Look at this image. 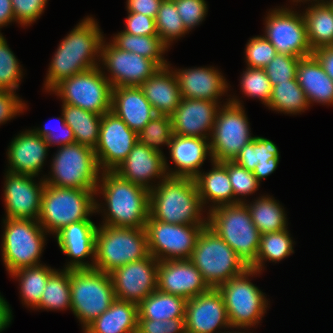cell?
Here are the masks:
<instances>
[{
  "label": "cell",
  "instance_id": "6da1fadb",
  "mask_svg": "<svg viewBox=\"0 0 333 333\" xmlns=\"http://www.w3.org/2000/svg\"><path fill=\"white\" fill-rule=\"evenodd\" d=\"M103 38L94 18L83 19L59 44L48 68L45 89L51 91L63 79L100 66L95 57L101 56Z\"/></svg>",
  "mask_w": 333,
  "mask_h": 333
},
{
  "label": "cell",
  "instance_id": "7a4b0ae2",
  "mask_svg": "<svg viewBox=\"0 0 333 333\" xmlns=\"http://www.w3.org/2000/svg\"><path fill=\"white\" fill-rule=\"evenodd\" d=\"M102 172L96 194L101 190L99 193L104 195L108 207V212L104 211L106 217L103 225L145 228L149 217L150 191L123 179L114 171Z\"/></svg>",
  "mask_w": 333,
  "mask_h": 333
},
{
  "label": "cell",
  "instance_id": "3957f363",
  "mask_svg": "<svg viewBox=\"0 0 333 333\" xmlns=\"http://www.w3.org/2000/svg\"><path fill=\"white\" fill-rule=\"evenodd\" d=\"M193 178L166 176L150 190L149 216L171 224L207 225Z\"/></svg>",
  "mask_w": 333,
  "mask_h": 333
},
{
  "label": "cell",
  "instance_id": "277c9868",
  "mask_svg": "<svg viewBox=\"0 0 333 333\" xmlns=\"http://www.w3.org/2000/svg\"><path fill=\"white\" fill-rule=\"evenodd\" d=\"M95 194L96 189L45 184L37 221L46 232L54 235L74 222L91 221L89 215L100 211V204L94 199Z\"/></svg>",
  "mask_w": 333,
  "mask_h": 333
},
{
  "label": "cell",
  "instance_id": "5b68a950",
  "mask_svg": "<svg viewBox=\"0 0 333 333\" xmlns=\"http://www.w3.org/2000/svg\"><path fill=\"white\" fill-rule=\"evenodd\" d=\"M207 226L220 236L250 268L257 259L261 234L245 202L209 209Z\"/></svg>",
  "mask_w": 333,
  "mask_h": 333
},
{
  "label": "cell",
  "instance_id": "8992f818",
  "mask_svg": "<svg viewBox=\"0 0 333 333\" xmlns=\"http://www.w3.org/2000/svg\"><path fill=\"white\" fill-rule=\"evenodd\" d=\"M101 226L96 230L93 269L110 274L150 255L145 228Z\"/></svg>",
  "mask_w": 333,
  "mask_h": 333
},
{
  "label": "cell",
  "instance_id": "52a82bcc",
  "mask_svg": "<svg viewBox=\"0 0 333 333\" xmlns=\"http://www.w3.org/2000/svg\"><path fill=\"white\" fill-rule=\"evenodd\" d=\"M210 288L243 274L248 267L213 230L205 226L189 259Z\"/></svg>",
  "mask_w": 333,
  "mask_h": 333
},
{
  "label": "cell",
  "instance_id": "ba28073f",
  "mask_svg": "<svg viewBox=\"0 0 333 333\" xmlns=\"http://www.w3.org/2000/svg\"><path fill=\"white\" fill-rule=\"evenodd\" d=\"M71 311L85 329L116 299L110 274L96 269H70Z\"/></svg>",
  "mask_w": 333,
  "mask_h": 333
},
{
  "label": "cell",
  "instance_id": "9c48e42d",
  "mask_svg": "<svg viewBox=\"0 0 333 333\" xmlns=\"http://www.w3.org/2000/svg\"><path fill=\"white\" fill-rule=\"evenodd\" d=\"M2 236V258L9 274L40 265L47 233L37 220L6 218Z\"/></svg>",
  "mask_w": 333,
  "mask_h": 333
},
{
  "label": "cell",
  "instance_id": "30bf717a",
  "mask_svg": "<svg viewBox=\"0 0 333 333\" xmlns=\"http://www.w3.org/2000/svg\"><path fill=\"white\" fill-rule=\"evenodd\" d=\"M52 160V178H44L45 184L74 189L97 188L101 171L93 148L76 142L60 146Z\"/></svg>",
  "mask_w": 333,
  "mask_h": 333
},
{
  "label": "cell",
  "instance_id": "8fae6325",
  "mask_svg": "<svg viewBox=\"0 0 333 333\" xmlns=\"http://www.w3.org/2000/svg\"><path fill=\"white\" fill-rule=\"evenodd\" d=\"M258 273L260 271L248 268L243 274L217 287L223 297L230 328L254 326L266 313L268 301L264 293L249 280L251 275Z\"/></svg>",
  "mask_w": 333,
  "mask_h": 333
},
{
  "label": "cell",
  "instance_id": "7c38bea8",
  "mask_svg": "<svg viewBox=\"0 0 333 333\" xmlns=\"http://www.w3.org/2000/svg\"><path fill=\"white\" fill-rule=\"evenodd\" d=\"M249 122L238 99L219 107L211 133V161H234L242 148L253 141Z\"/></svg>",
  "mask_w": 333,
  "mask_h": 333
},
{
  "label": "cell",
  "instance_id": "4fadbf2b",
  "mask_svg": "<svg viewBox=\"0 0 333 333\" xmlns=\"http://www.w3.org/2000/svg\"><path fill=\"white\" fill-rule=\"evenodd\" d=\"M51 91L61 97L63 104L98 115L111 111L112 87L99 66L63 79Z\"/></svg>",
  "mask_w": 333,
  "mask_h": 333
},
{
  "label": "cell",
  "instance_id": "5bb4252c",
  "mask_svg": "<svg viewBox=\"0 0 333 333\" xmlns=\"http://www.w3.org/2000/svg\"><path fill=\"white\" fill-rule=\"evenodd\" d=\"M205 226L164 223L149 216L145 231L150 255L158 261L190 259Z\"/></svg>",
  "mask_w": 333,
  "mask_h": 333
},
{
  "label": "cell",
  "instance_id": "9a60e30c",
  "mask_svg": "<svg viewBox=\"0 0 333 333\" xmlns=\"http://www.w3.org/2000/svg\"><path fill=\"white\" fill-rule=\"evenodd\" d=\"M265 20L264 37L275 47L277 53L299 58L312 55L301 13L288 8H275L268 13Z\"/></svg>",
  "mask_w": 333,
  "mask_h": 333
},
{
  "label": "cell",
  "instance_id": "2e32d148",
  "mask_svg": "<svg viewBox=\"0 0 333 333\" xmlns=\"http://www.w3.org/2000/svg\"><path fill=\"white\" fill-rule=\"evenodd\" d=\"M138 142V133L113 112L102 115L99 141L94 149L100 170L114 171Z\"/></svg>",
  "mask_w": 333,
  "mask_h": 333
},
{
  "label": "cell",
  "instance_id": "e0dca14e",
  "mask_svg": "<svg viewBox=\"0 0 333 333\" xmlns=\"http://www.w3.org/2000/svg\"><path fill=\"white\" fill-rule=\"evenodd\" d=\"M158 263L157 259L149 255L111 272L116 299L138 305L154 292L157 289Z\"/></svg>",
  "mask_w": 333,
  "mask_h": 333
},
{
  "label": "cell",
  "instance_id": "ac0fdd59",
  "mask_svg": "<svg viewBox=\"0 0 333 333\" xmlns=\"http://www.w3.org/2000/svg\"><path fill=\"white\" fill-rule=\"evenodd\" d=\"M101 46L102 63L110 72L106 76L112 88L140 86L159 67L150 59L117 48L113 43Z\"/></svg>",
  "mask_w": 333,
  "mask_h": 333
},
{
  "label": "cell",
  "instance_id": "d6986e66",
  "mask_svg": "<svg viewBox=\"0 0 333 333\" xmlns=\"http://www.w3.org/2000/svg\"><path fill=\"white\" fill-rule=\"evenodd\" d=\"M34 177L7 172L4 183L6 218L38 219L45 182L42 178L39 185L35 184Z\"/></svg>",
  "mask_w": 333,
  "mask_h": 333
},
{
  "label": "cell",
  "instance_id": "ffe728a7",
  "mask_svg": "<svg viewBox=\"0 0 333 333\" xmlns=\"http://www.w3.org/2000/svg\"><path fill=\"white\" fill-rule=\"evenodd\" d=\"M186 333H214L231 327L223 297L217 288L197 295L186 302Z\"/></svg>",
  "mask_w": 333,
  "mask_h": 333
},
{
  "label": "cell",
  "instance_id": "44dd1931",
  "mask_svg": "<svg viewBox=\"0 0 333 333\" xmlns=\"http://www.w3.org/2000/svg\"><path fill=\"white\" fill-rule=\"evenodd\" d=\"M157 289L188 300L207 292L210 287L189 259H178L159 261Z\"/></svg>",
  "mask_w": 333,
  "mask_h": 333
},
{
  "label": "cell",
  "instance_id": "7402d4cb",
  "mask_svg": "<svg viewBox=\"0 0 333 333\" xmlns=\"http://www.w3.org/2000/svg\"><path fill=\"white\" fill-rule=\"evenodd\" d=\"M218 103L181 98L179 106L171 115L173 134L209 139L219 109Z\"/></svg>",
  "mask_w": 333,
  "mask_h": 333
},
{
  "label": "cell",
  "instance_id": "603a6c76",
  "mask_svg": "<svg viewBox=\"0 0 333 333\" xmlns=\"http://www.w3.org/2000/svg\"><path fill=\"white\" fill-rule=\"evenodd\" d=\"M165 155L137 142L125 160L114 170L120 177L149 191L154 188L150 180L167 176Z\"/></svg>",
  "mask_w": 333,
  "mask_h": 333
},
{
  "label": "cell",
  "instance_id": "cb8c5ba5",
  "mask_svg": "<svg viewBox=\"0 0 333 333\" xmlns=\"http://www.w3.org/2000/svg\"><path fill=\"white\" fill-rule=\"evenodd\" d=\"M97 227L92 221L74 222L56 233L61 251L73 258L65 269H93ZM88 256L93 259L90 264L82 261Z\"/></svg>",
  "mask_w": 333,
  "mask_h": 333
},
{
  "label": "cell",
  "instance_id": "d4e9b609",
  "mask_svg": "<svg viewBox=\"0 0 333 333\" xmlns=\"http://www.w3.org/2000/svg\"><path fill=\"white\" fill-rule=\"evenodd\" d=\"M50 146L45 138L33 130L17 135L8 148L10 166L6 172L21 175L38 176Z\"/></svg>",
  "mask_w": 333,
  "mask_h": 333
},
{
  "label": "cell",
  "instance_id": "484cf974",
  "mask_svg": "<svg viewBox=\"0 0 333 333\" xmlns=\"http://www.w3.org/2000/svg\"><path fill=\"white\" fill-rule=\"evenodd\" d=\"M181 98L218 102L228 88L225 78L215 68L175 70Z\"/></svg>",
  "mask_w": 333,
  "mask_h": 333
},
{
  "label": "cell",
  "instance_id": "4316f807",
  "mask_svg": "<svg viewBox=\"0 0 333 333\" xmlns=\"http://www.w3.org/2000/svg\"><path fill=\"white\" fill-rule=\"evenodd\" d=\"M111 112L136 133L157 115L138 86L112 88Z\"/></svg>",
  "mask_w": 333,
  "mask_h": 333
},
{
  "label": "cell",
  "instance_id": "83f0119b",
  "mask_svg": "<svg viewBox=\"0 0 333 333\" xmlns=\"http://www.w3.org/2000/svg\"><path fill=\"white\" fill-rule=\"evenodd\" d=\"M209 139L173 134L169 144L170 156L178 169L166 172L168 176L195 178L207 154L211 157ZM208 141V142H207Z\"/></svg>",
  "mask_w": 333,
  "mask_h": 333
},
{
  "label": "cell",
  "instance_id": "f1b7e54d",
  "mask_svg": "<svg viewBox=\"0 0 333 333\" xmlns=\"http://www.w3.org/2000/svg\"><path fill=\"white\" fill-rule=\"evenodd\" d=\"M170 68H159L139 86L157 115L171 116L181 100L177 77Z\"/></svg>",
  "mask_w": 333,
  "mask_h": 333
},
{
  "label": "cell",
  "instance_id": "f546056e",
  "mask_svg": "<svg viewBox=\"0 0 333 333\" xmlns=\"http://www.w3.org/2000/svg\"><path fill=\"white\" fill-rule=\"evenodd\" d=\"M296 79L309 105L312 102L333 104V81L313 54L300 58Z\"/></svg>",
  "mask_w": 333,
  "mask_h": 333
},
{
  "label": "cell",
  "instance_id": "4dcf8cb0",
  "mask_svg": "<svg viewBox=\"0 0 333 333\" xmlns=\"http://www.w3.org/2000/svg\"><path fill=\"white\" fill-rule=\"evenodd\" d=\"M138 305L115 299L108 310L91 322L84 333H136Z\"/></svg>",
  "mask_w": 333,
  "mask_h": 333
},
{
  "label": "cell",
  "instance_id": "1f68e13d",
  "mask_svg": "<svg viewBox=\"0 0 333 333\" xmlns=\"http://www.w3.org/2000/svg\"><path fill=\"white\" fill-rule=\"evenodd\" d=\"M212 163V170L207 173L200 172L194 178L202 205L204 206L207 200H212L215 204L211 209L234 204V193L227 168L221 162Z\"/></svg>",
  "mask_w": 333,
  "mask_h": 333
},
{
  "label": "cell",
  "instance_id": "d6a6232c",
  "mask_svg": "<svg viewBox=\"0 0 333 333\" xmlns=\"http://www.w3.org/2000/svg\"><path fill=\"white\" fill-rule=\"evenodd\" d=\"M187 300L156 289L138 304V319L168 320L185 318Z\"/></svg>",
  "mask_w": 333,
  "mask_h": 333
},
{
  "label": "cell",
  "instance_id": "836d02e7",
  "mask_svg": "<svg viewBox=\"0 0 333 333\" xmlns=\"http://www.w3.org/2000/svg\"><path fill=\"white\" fill-rule=\"evenodd\" d=\"M302 15L312 51L333 46V10L327 2L312 3Z\"/></svg>",
  "mask_w": 333,
  "mask_h": 333
},
{
  "label": "cell",
  "instance_id": "e575fe53",
  "mask_svg": "<svg viewBox=\"0 0 333 333\" xmlns=\"http://www.w3.org/2000/svg\"><path fill=\"white\" fill-rule=\"evenodd\" d=\"M62 108L65 123L73 130L76 143L95 149L99 141L102 115L68 104H63Z\"/></svg>",
  "mask_w": 333,
  "mask_h": 333
},
{
  "label": "cell",
  "instance_id": "d590c367",
  "mask_svg": "<svg viewBox=\"0 0 333 333\" xmlns=\"http://www.w3.org/2000/svg\"><path fill=\"white\" fill-rule=\"evenodd\" d=\"M112 43L121 50L152 60L159 68L169 65L162 56L168 47L159 36H136L121 31L115 35Z\"/></svg>",
  "mask_w": 333,
  "mask_h": 333
},
{
  "label": "cell",
  "instance_id": "8d00e7d4",
  "mask_svg": "<svg viewBox=\"0 0 333 333\" xmlns=\"http://www.w3.org/2000/svg\"><path fill=\"white\" fill-rule=\"evenodd\" d=\"M252 221L260 234L279 232L287 229V219L284 209L269 196H262L255 202L245 203Z\"/></svg>",
  "mask_w": 333,
  "mask_h": 333
},
{
  "label": "cell",
  "instance_id": "74e56055",
  "mask_svg": "<svg viewBox=\"0 0 333 333\" xmlns=\"http://www.w3.org/2000/svg\"><path fill=\"white\" fill-rule=\"evenodd\" d=\"M55 271L51 267L40 264L12 272L11 277H19L22 302L24 301V304L34 309L40 302L49 277Z\"/></svg>",
  "mask_w": 333,
  "mask_h": 333
},
{
  "label": "cell",
  "instance_id": "f35d334b",
  "mask_svg": "<svg viewBox=\"0 0 333 333\" xmlns=\"http://www.w3.org/2000/svg\"><path fill=\"white\" fill-rule=\"evenodd\" d=\"M269 109L287 114L304 112L309 107L303 89L297 79L272 86V94L267 105Z\"/></svg>",
  "mask_w": 333,
  "mask_h": 333
},
{
  "label": "cell",
  "instance_id": "ab89813d",
  "mask_svg": "<svg viewBox=\"0 0 333 333\" xmlns=\"http://www.w3.org/2000/svg\"><path fill=\"white\" fill-rule=\"evenodd\" d=\"M71 310L70 269L55 271L48 279L39 304L35 309Z\"/></svg>",
  "mask_w": 333,
  "mask_h": 333
},
{
  "label": "cell",
  "instance_id": "60d3db41",
  "mask_svg": "<svg viewBox=\"0 0 333 333\" xmlns=\"http://www.w3.org/2000/svg\"><path fill=\"white\" fill-rule=\"evenodd\" d=\"M293 240L287 229L261 234L256 262L251 269L262 271L264 260L280 261L294 252Z\"/></svg>",
  "mask_w": 333,
  "mask_h": 333
},
{
  "label": "cell",
  "instance_id": "b9f144b4",
  "mask_svg": "<svg viewBox=\"0 0 333 333\" xmlns=\"http://www.w3.org/2000/svg\"><path fill=\"white\" fill-rule=\"evenodd\" d=\"M279 155L278 147L271 140L255 136L253 141L242 148L233 162L253 172L258 164L267 163L271 158H280Z\"/></svg>",
  "mask_w": 333,
  "mask_h": 333
},
{
  "label": "cell",
  "instance_id": "7bdbcfd3",
  "mask_svg": "<svg viewBox=\"0 0 333 333\" xmlns=\"http://www.w3.org/2000/svg\"><path fill=\"white\" fill-rule=\"evenodd\" d=\"M155 23L158 36L167 47L174 39L188 32L173 0H163L161 2Z\"/></svg>",
  "mask_w": 333,
  "mask_h": 333
},
{
  "label": "cell",
  "instance_id": "ee69618b",
  "mask_svg": "<svg viewBox=\"0 0 333 333\" xmlns=\"http://www.w3.org/2000/svg\"><path fill=\"white\" fill-rule=\"evenodd\" d=\"M173 127L171 116L156 115L138 133V142L162 153L159 146L171 143Z\"/></svg>",
  "mask_w": 333,
  "mask_h": 333
},
{
  "label": "cell",
  "instance_id": "f6af8a7d",
  "mask_svg": "<svg viewBox=\"0 0 333 333\" xmlns=\"http://www.w3.org/2000/svg\"><path fill=\"white\" fill-rule=\"evenodd\" d=\"M22 79V70L18 59L0 33V90L16 91Z\"/></svg>",
  "mask_w": 333,
  "mask_h": 333
},
{
  "label": "cell",
  "instance_id": "bcb514c9",
  "mask_svg": "<svg viewBox=\"0 0 333 333\" xmlns=\"http://www.w3.org/2000/svg\"><path fill=\"white\" fill-rule=\"evenodd\" d=\"M241 89L248 97L261 99L264 105H268L272 94V86L264 68H250L243 71Z\"/></svg>",
  "mask_w": 333,
  "mask_h": 333
},
{
  "label": "cell",
  "instance_id": "7dc6e473",
  "mask_svg": "<svg viewBox=\"0 0 333 333\" xmlns=\"http://www.w3.org/2000/svg\"><path fill=\"white\" fill-rule=\"evenodd\" d=\"M228 170V175L230 177V183L233 188L234 193V204L239 202H244L240 198L235 196L239 195H249L253 194L258 190L260 183L253 172L248 171L246 168L238 166L233 161L221 162Z\"/></svg>",
  "mask_w": 333,
  "mask_h": 333
},
{
  "label": "cell",
  "instance_id": "c3c4849f",
  "mask_svg": "<svg viewBox=\"0 0 333 333\" xmlns=\"http://www.w3.org/2000/svg\"><path fill=\"white\" fill-rule=\"evenodd\" d=\"M299 60V57L277 53L264 68L271 86L295 79Z\"/></svg>",
  "mask_w": 333,
  "mask_h": 333
},
{
  "label": "cell",
  "instance_id": "681fc988",
  "mask_svg": "<svg viewBox=\"0 0 333 333\" xmlns=\"http://www.w3.org/2000/svg\"><path fill=\"white\" fill-rule=\"evenodd\" d=\"M247 67L265 68L277 54L275 47L264 37L250 38L246 45Z\"/></svg>",
  "mask_w": 333,
  "mask_h": 333
},
{
  "label": "cell",
  "instance_id": "f907efd6",
  "mask_svg": "<svg viewBox=\"0 0 333 333\" xmlns=\"http://www.w3.org/2000/svg\"><path fill=\"white\" fill-rule=\"evenodd\" d=\"M183 25L189 31L204 20L207 12L205 0H173Z\"/></svg>",
  "mask_w": 333,
  "mask_h": 333
},
{
  "label": "cell",
  "instance_id": "816d5d0a",
  "mask_svg": "<svg viewBox=\"0 0 333 333\" xmlns=\"http://www.w3.org/2000/svg\"><path fill=\"white\" fill-rule=\"evenodd\" d=\"M15 21L22 26L35 22L43 13L47 0H11Z\"/></svg>",
  "mask_w": 333,
  "mask_h": 333
},
{
  "label": "cell",
  "instance_id": "f5cc1de1",
  "mask_svg": "<svg viewBox=\"0 0 333 333\" xmlns=\"http://www.w3.org/2000/svg\"><path fill=\"white\" fill-rule=\"evenodd\" d=\"M136 333H186L185 318L163 321L138 319Z\"/></svg>",
  "mask_w": 333,
  "mask_h": 333
},
{
  "label": "cell",
  "instance_id": "db71d44e",
  "mask_svg": "<svg viewBox=\"0 0 333 333\" xmlns=\"http://www.w3.org/2000/svg\"><path fill=\"white\" fill-rule=\"evenodd\" d=\"M123 32L136 36H158L155 19L144 14L128 12Z\"/></svg>",
  "mask_w": 333,
  "mask_h": 333
},
{
  "label": "cell",
  "instance_id": "11a10c76",
  "mask_svg": "<svg viewBox=\"0 0 333 333\" xmlns=\"http://www.w3.org/2000/svg\"><path fill=\"white\" fill-rule=\"evenodd\" d=\"M61 120V128L62 131H60V134L58 132H55V130L50 128L51 126L49 123L48 125H45L43 128H37L33 129V131L38 134L39 136L45 138L46 142L48 143L49 146L51 145H60V146H65L69 145L72 143H75V137L73 134V130L65 123L64 116L62 114L61 118H58ZM58 120V121H59Z\"/></svg>",
  "mask_w": 333,
  "mask_h": 333
},
{
  "label": "cell",
  "instance_id": "9f6ffc18",
  "mask_svg": "<svg viewBox=\"0 0 333 333\" xmlns=\"http://www.w3.org/2000/svg\"><path fill=\"white\" fill-rule=\"evenodd\" d=\"M11 90H0V124L12 119L26 108L18 96Z\"/></svg>",
  "mask_w": 333,
  "mask_h": 333
},
{
  "label": "cell",
  "instance_id": "6f0895ef",
  "mask_svg": "<svg viewBox=\"0 0 333 333\" xmlns=\"http://www.w3.org/2000/svg\"><path fill=\"white\" fill-rule=\"evenodd\" d=\"M163 0H127L128 12L140 13L156 19Z\"/></svg>",
  "mask_w": 333,
  "mask_h": 333
},
{
  "label": "cell",
  "instance_id": "680465c9",
  "mask_svg": "<svg viewBox=\"0 0 333 333\" xmlns=\"http://www.w3.org/2000/svg\"><path fill=\"white\" fill-rule=\"evenodd\" d=\"M333 81V46L317 48L312 53Z\"/></svg>",
  "mask_w": 333,
  "mask_h": 333
},
{
  "label": "cell",
  "instance_id": "91938a15",
  "mask_svg": "<svg viewBox=\"0 0 333 333\" xmlns=\"http://www.w3.org/2000/svg\"><path fill=\"white\" fill-rule=\"evenodd\" d=\"M279 159L280 158H271L268 160L267 163L258 164L257 166H255L253 174L255 175L259 183L262 178H266L276 170L279 164Z\"/></svg>",
  "mask_w": 333,
  "mask_h": 333
},
{
  "label": "cell",
  "instance_id": "94428289",
  "mask_svg": "<svg viewBox=\"0 0 333 333\" xmlns=\"http://www.w3.org/2000/svg\"><path fill=\"white\" fill-rule=\"evenodd\" d=\"M15 21L11 0H0V28Z\"/></svg>",
  "mask_w": 333,
  "mask_h": 333
},
{
  "label": "cell",
  "instance_id": "6125c7cd",
  "mask_svg": "<svg viewBox=\"0 0 333 333\" xmlns=\"http://www.w3.org/2000/svg\"><path fill=\"white\" fill-rule=\"evenodd\" d=\"M12 310L8 302L0 295V332L3 331L12 320Z\"/></svg>",
  "mask_w": 333,
  "mask_h": 333
},
{
  "label": "cell",
  "instance_id": "be15d7a7",
  "mask_svg": "<svg viewBox=\"0 0 333 333\" xmlns=\"http://www.w3.org/2000/svg\"><path fill=\"white\" fill-rule=\"evenodd\" d=\"M298 1H299V2H302V1H308V0H293V2H298ZM309 1H310V0H309ZM314 1H315L316 3H317V2L319 3L320 0H314ZM320 3H325V1H324V0H321Z\"/></svg>",
  "mask_w": 333,
  "mask_h": 333
},
{
  "label": "cell",
  "instance_id": "e7e4bbea",
  "mask_svg": "<svg viewBox=\"0 0 333 333\" xmlns=\"http://www.w3.org/2000/svg\"><path fill=\"white\" fill-rule=\"evenodd\" d=\"M326 2H327V4L332 8V10H333V0H330V1H327L326 0Z\"/></svg>",
  "mask_w": 333,
  "mask_h": 333
},
{
  "label": "cell",
  "instance_id": "03108f58",
  "mask_svg": "<svg viewBox=\"0 0 333 333\" xmlns=\"http://www.w3.org/2000/svg\"><path fill=\"white\" fill-rule=\"evenodd\" d=\"M237 331H235L234 333H236ZM218 333V332H217ZM225 333V332H222ZM228 333V332H227ZM229 333H233V332H229ZM237 333H244V332H237Z\"/></svg>",
  "mask_w": 333,
  "mask_h": 333
}]
</instances>
